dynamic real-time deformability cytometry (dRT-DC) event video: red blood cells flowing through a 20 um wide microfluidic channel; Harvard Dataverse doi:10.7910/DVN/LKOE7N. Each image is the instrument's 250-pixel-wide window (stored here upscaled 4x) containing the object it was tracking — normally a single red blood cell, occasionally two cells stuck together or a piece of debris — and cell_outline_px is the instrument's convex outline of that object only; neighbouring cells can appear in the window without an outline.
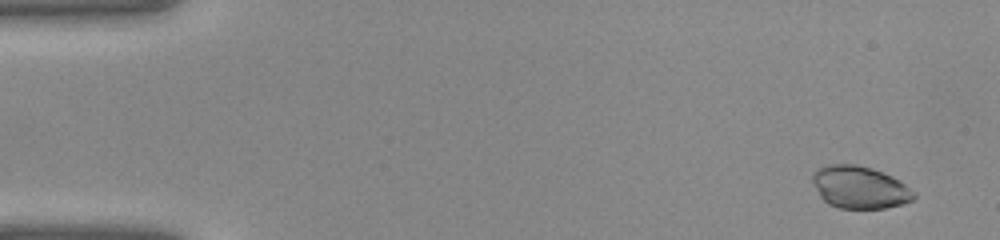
{"species": "common noctule bat (a hibernating species)", "species_latin": "Nyctalus noctula", "temperature_condition": "warm", "stored_images_in_passage": 41, "camera_frame_rate_fps": 3000, "um_per_image_px": 0.085, "animal": {"sex": "female", "body_mass_g": 22.0, "forearm_length_mm": 56.7}, "frame": {"image": 1, "passage_image": 3, "time_ms": 0.667, "image_size_px": [1000, 240], "cell_outline_px": [[916, 196], [912, 200], [900, 204], [884, 208], [840, 208], [828, 204], [820, 196], [812, 180], [812, 172], [828, 164], [856, 164], [872, 168], [892, 176], [904, 184]], "centroid_in_image_um": [73.04, 15.91], "position_along_channel_um": 12.0, "area_um2": 24.74}}
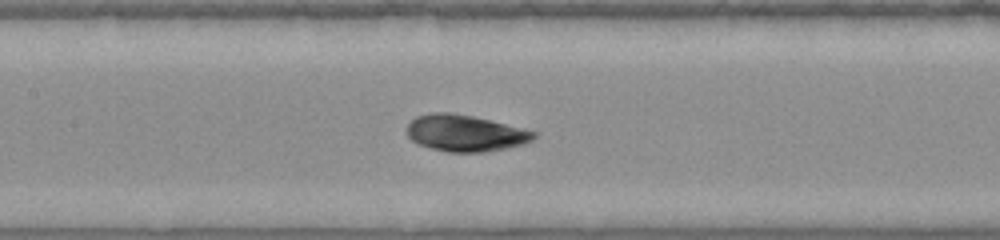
{"frame": {"image": 2, "passage_image": 20, "time_ms": 6.333, "image_size_px": [1000, 240], "cell_outline_px": [[536, 136], [532, 140], [524, 144], [508, 148], [484, 152], [448, 152], [432, 148], [420, 144], [412, 140], [408, 136], [404, 128], [416, 116], [432, 112], [448, 112], [472, 116], [536, 132]], "centroid_in_image_um": [39.5, 11.32], "position_along_channel_um": 167.9, "area_um2": 26.82}}
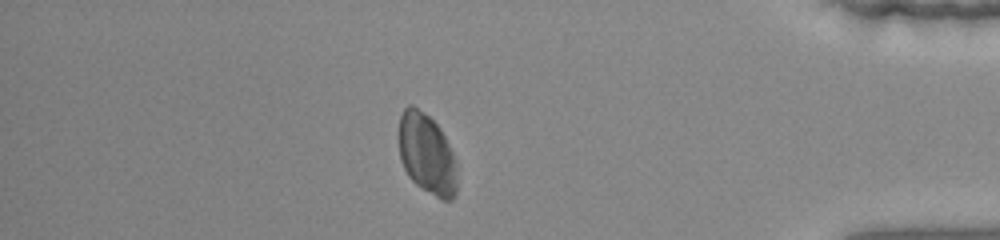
{"frame": {"image": 3, "passage_image": 36, "time_ms": 11.667, "image_size_px": [1000, 240], "cell_outline_px": [[456, 196], [452, 200], [440, 200], [416, 184], [408, 176], [400, 160], [396, 132], [400, 116], [404, 108], [408, 104], [412, 104], [428, 116], [440, 128], [452, 152], [456, 164]], "centroid_in_image_um": [36.23, 13.08], "position_along_channel_um": 399.0, "area_um2": 27.8}}